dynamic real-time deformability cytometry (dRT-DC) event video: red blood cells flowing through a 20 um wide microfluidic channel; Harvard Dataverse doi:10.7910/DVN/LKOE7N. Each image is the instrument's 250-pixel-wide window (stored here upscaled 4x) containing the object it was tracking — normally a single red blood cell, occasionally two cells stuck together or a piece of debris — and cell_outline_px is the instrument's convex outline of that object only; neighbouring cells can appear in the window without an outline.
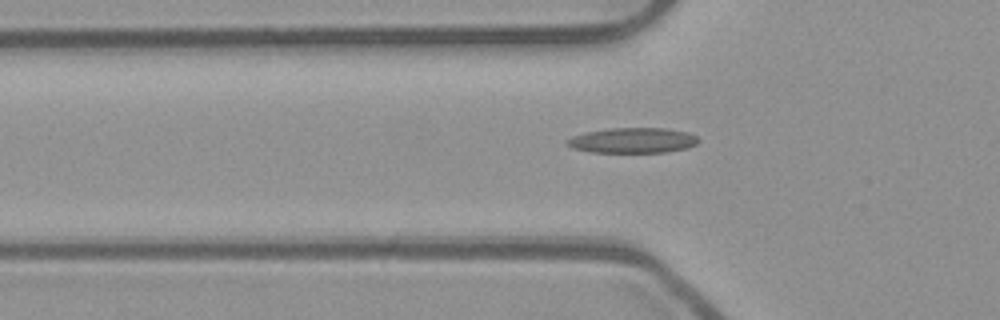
{"species": "common noctule bat (a hibernating species)", "species_latin": "Nyctalus noctula", "temperature_condition": "room temperature", "stored_images_in_passage": 50, "camera_frame_rate_fps": 3000, "um_per_image_px": 0.085, "animal": {"sex": "male", "body_mass_g": 23.1, "forearm_length_mm": 52.7}, "frame": {"image": 1, "passage_image": 18, "time_ms": 5.667, "image_size_px": [1000, 320], "cell_outline_px": [[700, 140], [696, 144], [688, 148], [668, 152], [592, 152], [572, 148], [564, 144], [564, 140], [572, 136], [584, 132], [608, 128], [664, 128], [688, 132], [696, 136]], "centroid_in_image_um": [53.75, 11.93], "position_along_channel_um": 72.1, "area_um2": 19.59}}
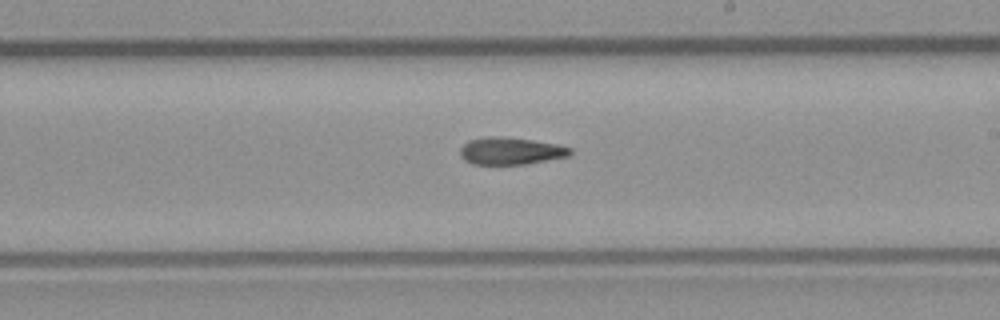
{"frame": {"image": 2, "passage_image": 31, "time_ms": 10.0, "image_size_px": [1000, 320], "cell_outline_px": [[572, 152], [568, 156], [528, 164], [472, 164], [464, 160], [460, 156], [460, 148], [468, 140], [532, 140], [556, 144], [572, 148]], "centroid_in_image_um": [43.46, 12.9], "position_along_channel_um": 245.5, "area_um2": 16.42}}
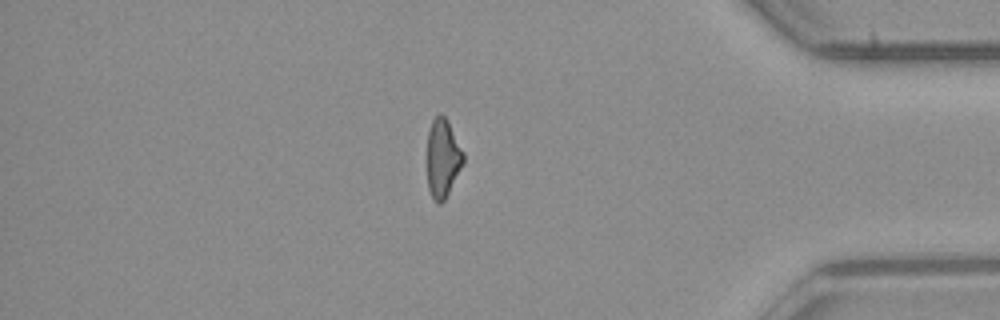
{"frame": {"image": 3, "passage_image": 45, "time_ms": 14.667, "image_size_px": [1000, 320], "cell_outline_px": [[464, 164], [444, 200], [440, 204], [436, 204], [428, 188], [428, 132], [432, 120], [440, 112], [448, 120], [464, 152]], "centroid_in_image_um": [37.65, 13.43], "position_along_channel_um": 397.5, "area_um2": 16.59}}